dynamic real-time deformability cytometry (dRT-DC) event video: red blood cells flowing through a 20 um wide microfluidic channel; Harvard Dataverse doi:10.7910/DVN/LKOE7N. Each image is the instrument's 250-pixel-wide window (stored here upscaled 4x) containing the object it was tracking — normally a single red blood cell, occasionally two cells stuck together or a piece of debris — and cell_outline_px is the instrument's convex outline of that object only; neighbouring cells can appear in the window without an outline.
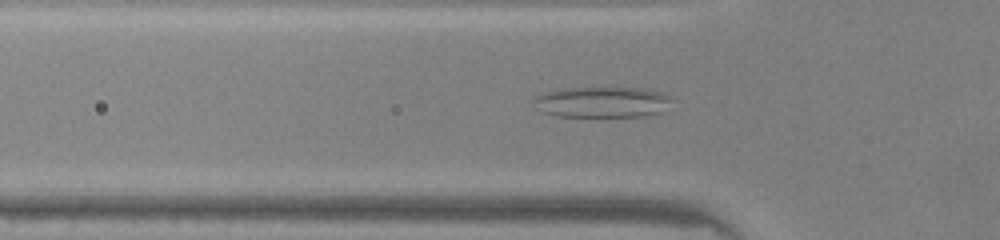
{"species": "common noctule bat (a hibernating species)", "species_latin": "Nyctalus noctula", "temperature_condition": "warm", "stored_images_in_passage": 44, "camera_frame_rate_fps": 3000, "um_per_image_px": 0.085, "animal": {"sex": "male", "body_mass_g": 20.0, "forearm_length_mm": 53.3}, "frame": {"image": 1, "passage_image": 15, "time_ms": 4.667, "image_size_px": [1000, 240], "cell_outline_px": [[672, 100], [664, 112], [644, 116], [560, 116], [544, 112], [536, 108], [532, 104], [532, 96], [540, 92], [564, 88], [640, 88], [660, 92], [668, 96]], "centroid_in_image_um": [51.12, 8.67], "position_along_channel_um": 74.7, "area_um2": 24.97}}
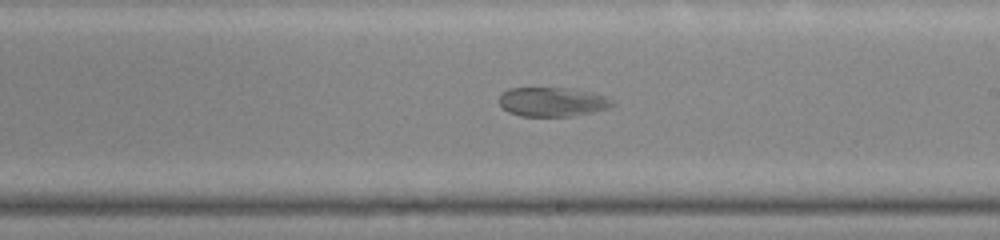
{"frame": {"image": 2, "passage_image": 27, "time_ms": 8.667, "image_size_px": [1000, 240], "cell_outline_px": [[616, 104], [608, 108], [592, 112], [572, 116], [520, 116], [508, 112], [500, 104], [500, 96], [508, 88], [568, 88], [608, 96]], "centroid_in_image_um": [46.97, 8.66], "position_along_channel_um": 242.0, "area_um2": 19.19}}
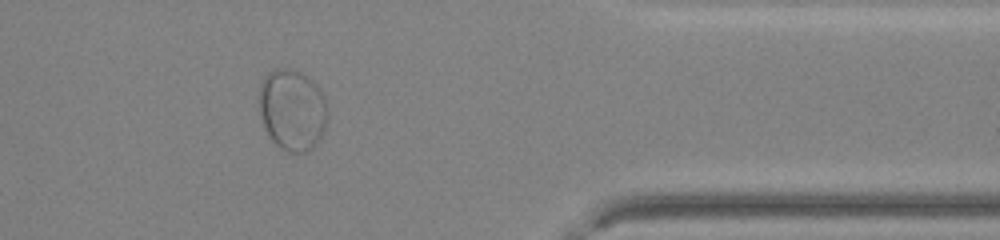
{"frame": {"image": 3, "passage_image": 39, "time_ms": 12.667, "image_size_px": [1000, 240], "cell_outline_px": [[328, 120], [324, 132], [320, 140], [308, 152], [288, 152], [276, 144], [272, 140], [260, 116], [260, 84], [264, 76], [268, 72], [276, 68], [292, 68], [308, 76], [320, 88], [324, 96], [328, 108]], "centroid_in_image_um": [24.89, 9.32], "position_along_channel_um": 386.5, "area_um2": 32.83}}